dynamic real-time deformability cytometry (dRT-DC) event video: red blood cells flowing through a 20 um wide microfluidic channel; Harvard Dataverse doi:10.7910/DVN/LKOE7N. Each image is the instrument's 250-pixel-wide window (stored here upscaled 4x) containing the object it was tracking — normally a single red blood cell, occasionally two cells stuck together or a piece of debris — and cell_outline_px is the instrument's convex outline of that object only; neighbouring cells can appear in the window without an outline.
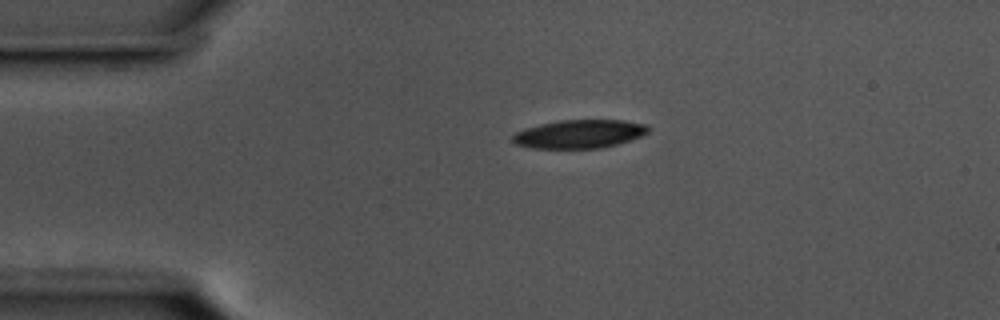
{"species": "common noctule bat (a hibernating species)", "species_latin": "Nyctalus noctula", "temperature_condition": "cold", "stored_images_in_passage": 45, "camera_frame_rate_fps": 3000, "um_per_image_px": 0.085, "animal": {"sex": "male", "body_mass_g": 17.5, "forearm_length_mm": 52.3}, "frame": {"image": 1, "passage_image": 1, "time_ms": 0.0, "image_size_px": [1000, 320], "cell_outline_px": [[648, 132], [640, 136], [616, 144], [600, 148], [532, 148], [516, 144], [512, 140], [512, 136], [516, 132], [524, 128], [540, 124], [560, 120], [624, 120], [648, 124]], "centroid_in_image_um": [49.23, 11.38], "position_along_channel_um": 35.8, "area_um2": 22.37}}
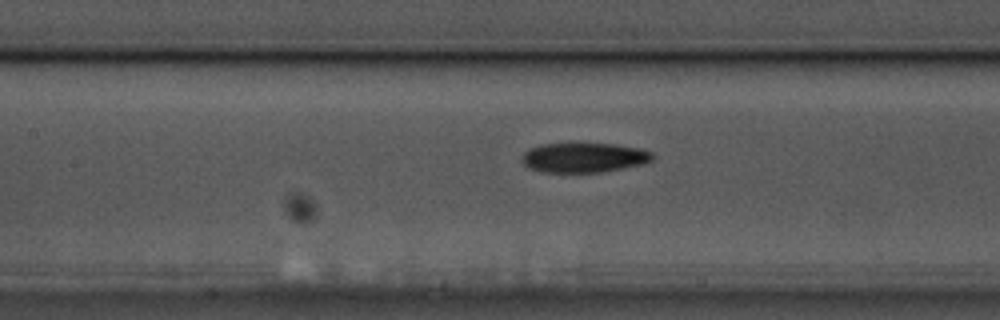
{"frame": {"image": 2, "passage_image": 14, "time_ms": 4.333, "image_size_px": [1000, 320], "cell_outline_px": [[656, 156], [652, 160], [644, 164], [600, 172], [544, 172], [528, 168], [520, 160], [520, 156], [528, 148], [540, 144], [572, 140], [612, 144], [640, 148], [652, 152]], "centroid_in_image_um": [49.58, 13.34], "position_along_channel_um": 157.8, "area_um2": 23.76}}
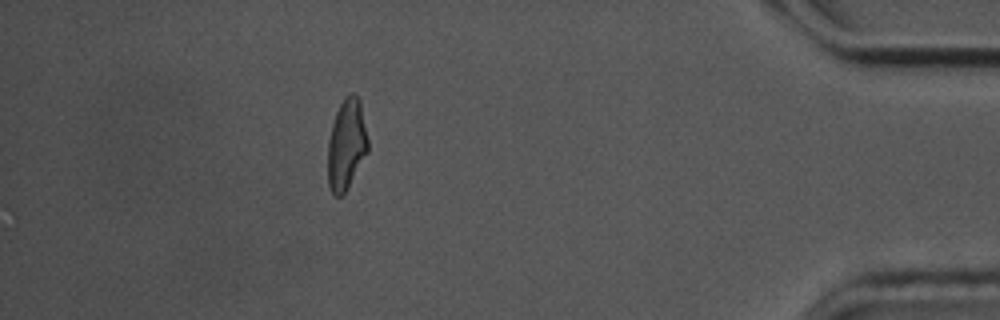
{"frame": {"image": 3, "passage_image": 39, "time_ms": 12.667, "image_size_px": [1000, 320], "cell_outline_px": [[368, 152], [344, 192], [340, 196], [336, 196], [332, 192], [328, 184], [328, 140], [332, 124], [336, 112], [344, 96], [352, 92], [360, 100], [368, 140]], "centroid_in_image_um": [29.44, 12.24], "position_along_channel_um": 405.8, "area_um2": 20.98}, "authors_computed_cell_mechanics": {"area_um2": 22.3686, "velocity_mm_per_s": 3.5872, "shape_relaxation_time_tau1_ms": 5.1156, "shape_relaxation_time_tau2_ms": 4.9133, "deformation_change_tau1": 0.1747, "deformation_change_tau2": 0.1177}}